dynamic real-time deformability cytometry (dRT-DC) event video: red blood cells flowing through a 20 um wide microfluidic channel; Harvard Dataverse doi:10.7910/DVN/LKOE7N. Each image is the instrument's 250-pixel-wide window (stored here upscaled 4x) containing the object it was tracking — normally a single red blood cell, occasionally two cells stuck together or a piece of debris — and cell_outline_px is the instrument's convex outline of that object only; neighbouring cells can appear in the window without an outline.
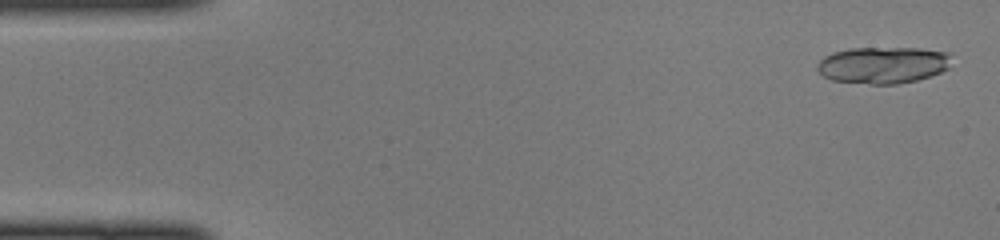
{"species": "common noctule bat (a hibernating species)", "species_latin": "Nyctalus noctula", "temperature_condition": "cold", "stored_images_in_passage": 16, "camera_frame_rate_fps": 3000, "um_per_image_px": 0.085, "animal": {"sex": "female", "body_mass_g": 22.0, "forearm_length_mm": 56.7}, "frame": {"image": 1, "passage_image": 2, "time_ms": 0.333, "image_size_px": [1000, 240], "cell_outline_px": [[952, 52], [948, 68], [940, 72], [916, 80], [896, 84], [872, 84], [832, 80], [824, 76], [816, 68], [816, 64], [824, 56], [832, 52], [852, 48], [920, 48]], "centroid_in_image_um": [75.06, 5.51], "position_along_channel_um": 9.9, "area_um2": 28.78}}